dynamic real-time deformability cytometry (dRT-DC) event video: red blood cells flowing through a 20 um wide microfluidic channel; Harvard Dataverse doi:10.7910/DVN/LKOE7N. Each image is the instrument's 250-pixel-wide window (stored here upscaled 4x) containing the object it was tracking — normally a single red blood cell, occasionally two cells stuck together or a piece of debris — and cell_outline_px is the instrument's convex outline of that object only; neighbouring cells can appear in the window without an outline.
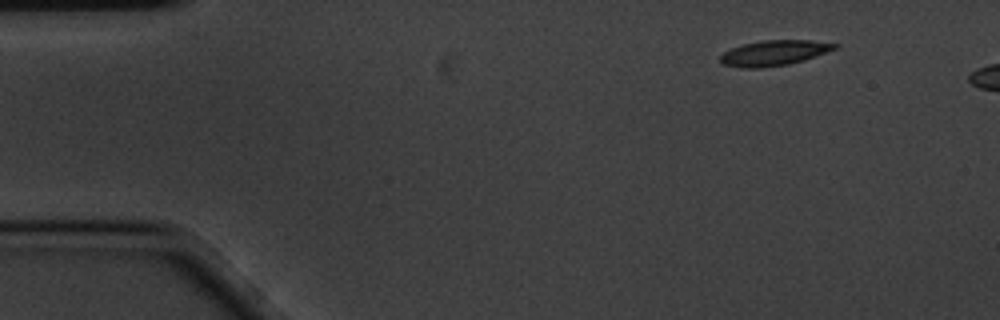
{"species": "common noctule bat (a hibernating species)", "species_latin": "Nyctalus noctula", "temperature_condition": "cold", "stored_images_in_passage": 3, "camera_frame_rate_fps": 3000, "um_per_image_px": 0.085, "animal": {"sex": "male", "body_mass_g": 20.1, "forearm_length_mm": 53.5}, "frame": {"image": 1, "passage_image": 1, "time_ms": 0.0, "image_size_px": [1000, 320], "cell_outline_px": [[840, 48], [804, 60], [788, 64], [764, 68], [740, 68], [724, 64], [720, 60], [720, 56], [724, 52], [732, 48], [744, 44], [764, 40], [812, 40], [840, 44]], "centroid_in_image_um": [65.86, 4.5], "position_along_channel_um": 19.1, "area_um2": 16.99}}